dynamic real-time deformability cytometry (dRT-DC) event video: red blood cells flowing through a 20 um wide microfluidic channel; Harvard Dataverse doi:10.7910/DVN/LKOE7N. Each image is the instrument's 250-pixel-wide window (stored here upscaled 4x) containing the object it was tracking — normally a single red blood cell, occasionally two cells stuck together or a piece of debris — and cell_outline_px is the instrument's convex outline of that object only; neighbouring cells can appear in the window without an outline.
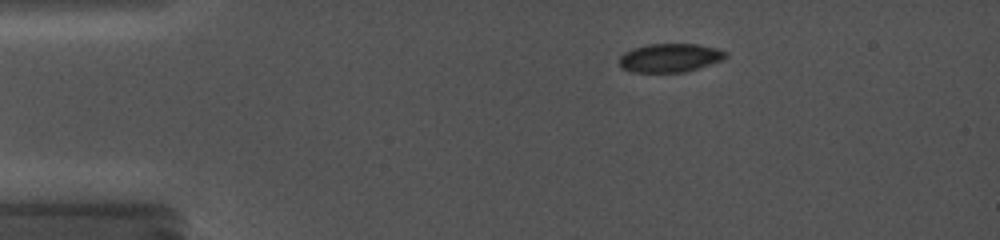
{"species": "common noctule bat (a hibernating species)", "species_latin": "Nyctalus noctula", "temperature_condition": "cold", "stored_images_in_passage": 16, "camera_frame_rate_fps": 5000, "um_per_image_px": 0.085, "animal": {"sex": "female", "body_mass_g": 19.0, "forearm_length_mm": 56.7}, "frame": {"image": 1, "passage_image": 3, "time_ms": 0.6, "image_size_px": [1000, 240], "cell_outline_px": [[728, 56], [724, 60], [684, 72], [632, 72], [620, 68], [620, 56], [624, 52], [632, 48], [648, 44], [696, 44], [716, 48], [728, 52]], "centroid_in_image_um": [56.95, 4.91], "position_along_channel_um": 28.1, "area_um2": 17.86}}